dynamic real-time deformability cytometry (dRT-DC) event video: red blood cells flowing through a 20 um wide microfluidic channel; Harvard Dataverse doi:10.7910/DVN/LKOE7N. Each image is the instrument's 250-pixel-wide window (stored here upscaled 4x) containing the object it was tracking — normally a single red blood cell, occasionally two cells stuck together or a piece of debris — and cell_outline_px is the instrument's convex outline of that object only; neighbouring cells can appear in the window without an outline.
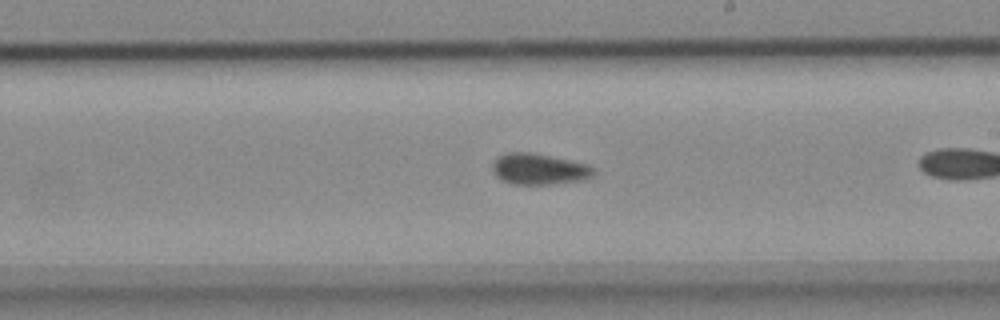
{"species": "common noctule bat (a hibernating species)", "species_latin": "Nyctalus noctula", "temperature_condition": "cold", "stored_images_in_passage": 18, "camera_frame_rate_fps": 3000, "um_per_image_px": 0.085, "animal": {"sex": "female", "body_mass_g": 18.4}, "frame": {"image": 1, "passage_image": 16, "time_ms": 5.0, "image_size_px": [1000, 320], "cell_outline_px": [[596, 172], [592, 176], [584, 180], [552, 184], [512, 184], [496, 176], [492, 168], [492, 164], [496, 156], [508, 152], [532, 152], [552, 156], [588, 164], [596, 168]], "centroid_in_image_um": [45.84, 14.36], "position_along_channel_um": 243.2, "area_um2": 18.55}}